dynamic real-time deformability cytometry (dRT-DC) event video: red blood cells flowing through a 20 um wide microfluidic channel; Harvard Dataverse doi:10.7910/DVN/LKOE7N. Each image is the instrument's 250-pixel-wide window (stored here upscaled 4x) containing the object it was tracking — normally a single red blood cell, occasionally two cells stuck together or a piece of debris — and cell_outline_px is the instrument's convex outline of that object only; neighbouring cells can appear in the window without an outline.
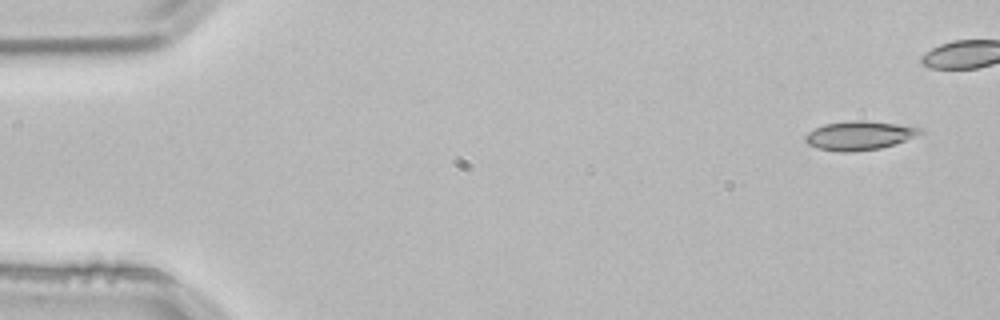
{"species": "common noctule bat (a hibernating species)", "species_latin": "Nyctalus noctula", "temperature_condition": "room temperature", "stored_images_in_passage": 5, "camera_frame_rate_fps": 3000, "um_per_image_px": 0.085, "animal": {"sex": "male", "body_mass_g": 21.5, "forearm_length_mm": 52.0}, "frame": {"image": 1, "passage_image": 1, "time_ms": 0.0, "image_size_px": [1000, 320], "cell_outline_px": [[924, 132], [896, 144], [880, 148], [852, 152], [840, 152], [816, 148], [808, 144], [804, 140], [804, 136], [808, 132], [824, 124], [856, 120], [864, 120], [896, 124], [924, 128]], "centroid_in_image_um": [73.04, 11.52], "position_along_channel_um": 12.0, "area_um2": 19.36}}
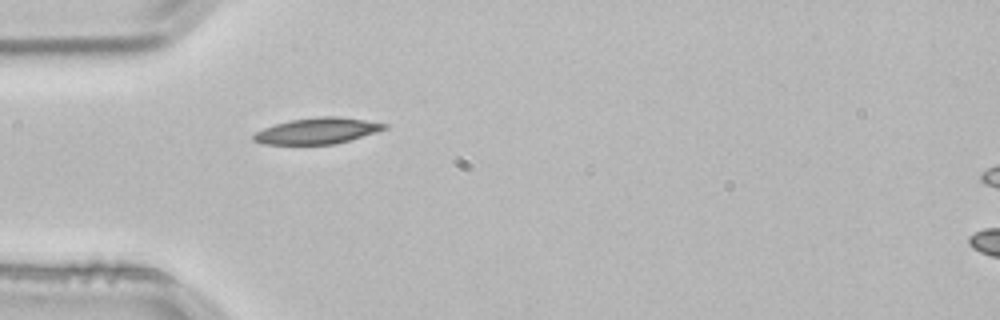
{"frame": {"image": 2, "passage_image": 4, "time_ms": 1.0, "image_size_px": [1000, 320], "cell_outline_px": [[388, 128], [376, 132], [336, 144], [264, 144], [252, 140], [252, 132], [276, 124], [292, 120], [320, 116], [340, 116], [388, 124]], "centroid_in_image_um": [26.95, 11.12], "position_along_channel_um": 58.0, "area_um2": 19.83}}